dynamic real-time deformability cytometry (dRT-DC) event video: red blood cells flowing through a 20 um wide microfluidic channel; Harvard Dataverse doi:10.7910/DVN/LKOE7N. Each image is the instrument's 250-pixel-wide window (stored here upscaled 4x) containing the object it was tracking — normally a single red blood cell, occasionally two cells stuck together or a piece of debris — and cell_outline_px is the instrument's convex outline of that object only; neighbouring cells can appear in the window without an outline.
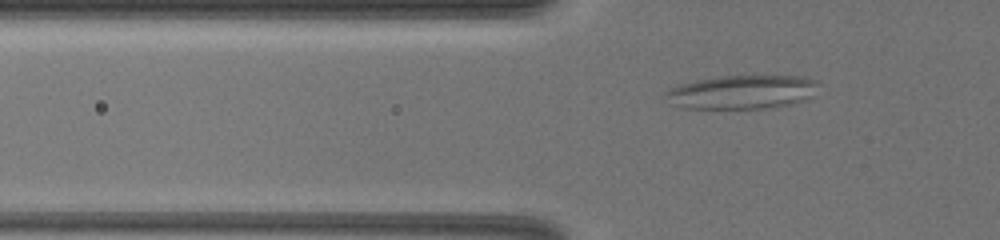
{"species": "common noctule bat (a hibernating species)", "species_latin": "Nyctalus noctula", "temperature_condition": "warm", "stored_images_in_passage": 13, "camera_frame_rate_fps": 3000, "um_per_image_px": 0.085, "animal": {"sex": "female", "body_mass_g": 19.5, "forearm_length_mm": 54.1}, "frame": {"image": 1, "passage_image": 12, "time_ms": 3.0, "image_size_px": [1000, 240], "cell_outline_px": [[816, 80], [808, 96], [804, 100], [788, 104], [764, 108], [684, 108], [676, 104], [668, 92], [672, 88], [684, 84], [700, 80], [720, 76], [796, 76]], "centroid_in_image_um": [63.09, 7.82], "position_along_channel_um": 62.7, "area_um2": 28.5}}